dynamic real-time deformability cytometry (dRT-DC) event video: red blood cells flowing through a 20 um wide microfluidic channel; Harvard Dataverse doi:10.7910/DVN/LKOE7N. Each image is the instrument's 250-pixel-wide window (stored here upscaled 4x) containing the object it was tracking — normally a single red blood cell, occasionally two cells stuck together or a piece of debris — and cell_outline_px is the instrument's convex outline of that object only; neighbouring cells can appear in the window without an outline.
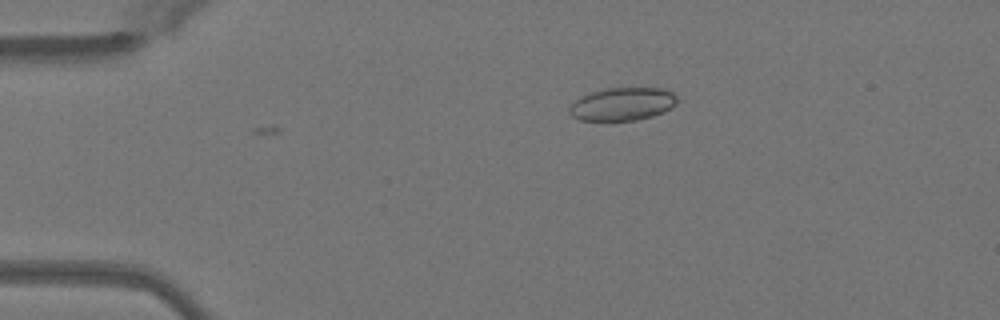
{"species": "Egyptian fruit bat (a non-hibernating species)", "species_latin": "Rousettus aegyptiacus", "temperature_condition": "warm", "stored_images_in_passage": 15, "camera_frame_rate_fps": 3000, "um_per_image_px": 0.085, "animal": {"sex": "female"}, "frame": {"image": 1, "passage_image": 15, "time_ms": 4.667, "image_size_px": [1000, 320], "cell_outline_px": [[676, 104], [664, 112], [652, 116], [636, 120], [580, 120], [572, 116], [568, 112], [568, 108], [580, 96], [604, 88], [660, 88], [672, 92], [676, 96]], "centroid_in_image_um": [52.89, 8.84], "position_along_channel_um": 32.1, "area_um2": 20.63}}